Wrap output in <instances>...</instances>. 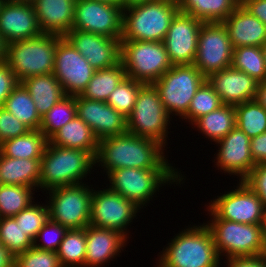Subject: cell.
I'll list each match as a JSON object with an SVG mask.
<instances>
[{
	"instance_id": "cell-1",
	"label": "cell",
	"mask_w": 266,
	"mask_h": 267,
	"mask_svg": "<svg viewBox=\"0 0 266 267\" xmlns=\"http://www.w3.org/2000/svg\"><path fill=\"white\" fill-rule=\"evenodd\" d=\"M163 147L154 139L130 133L109 136L99 140L95 164L104 168L105 175L119 168L174 169Z\"/></svg>"
},
{
	"instance_id": "cell-2",
	"label": "cell",
	"mask_w": 266,
	"mask_h": 267,
	"mask_svg": "<svg viewBox=\"0 0 266 267\" xmlns=\"http://www.w3.org/2000/svg\"><path fill=\"white\" fill-rule=\"evenodd\" d=\"M159 254L157 267H219L221 264L212 233L205 223L181 231Z\"/></svg>"
},
{
	"instance_id": "cell-3",
	"label": "cell",
	"mask_w": 266,
	"mask_h": 267,
	"mask_svg": "<svg viewBox=\"0 0 266 267\" xmlns=\"http://www.w3.org/2000/svg\"><path fill=\"white\" fill-rule=\"evenodd\" d=\"M95 165V157L88 151L65 148L48 142L41 159L39 187L52 188L84 183Z\"/></svg>"
},
{
	"instance_id": "cell-4",
	"label": "cell",
	"mask_w": 266,
	"mask_h": 267,
	"mask_svg": "<svg viewBox=\"0 0 266 267\" xmlns=\"http://www.w3.org/2000/svg\"><path fill=\"white\" fill-rule=\"evenodd\" d=\"M179 5L152 0L123 9L121 40L162 42Z\"/></svg>"
},
{
	"instance_id": "cell-5",
	"label": "cell",
	"mask_w": 266,
	"mask_h": 267,
	"mask_svg": "<svg viewBox=\"0 0 266 267\" xmlns=\"http://www.w3.org/2000/svg\"><path fill=\"white\" fill-rule=\"evenodd\" d=\"M60 35L40 36L7 44L5 63L19 82L27 77L53 73L57 42Z\"/></svg>"
},
{
	"instance_id": "cell-6",
	"label": "cell",
	"mask_w": 266,
	"mask_h": 267,
	"mask_svg": "<svg viewBox=\"0 0 266 267\" xmlns=\"http://www.w3.org/2000/svg\"><path fill=\"white\" fill-rule=\"evenodd\" d=\"M110 188L122 197L129 199L138 208L150 203L153 195L159 191V187L172 184H180L184 176L177 169H138L119 168L108 174Z\"/></svg>"
},
{
	"instance_id": "cell-7",
	"label": "cell",
	"mask_w": 266,
	"mask_h": 267,
	"mask_svg": "<svg viewBox=\"0 0 266 267\" xmlns=\"http://www.w3.org/2000/svg\"><path fill=\"white\" fill-rule=\"evenodd\" d=\"M209 221L205 224L212 233L220 258L265 255L263 224H243L225 219Z\"/></svg>"
},
{
	"instance_id": "cell-8",
	"label": "cell",
	"mask_w": 266,
	"mask_h": 267,
	"mask_svg": "<svg viewBox=\"0 0 266 267\" xmlns=\"http://www.w3.org/2000/svg\"><path fill=\"white\" fill-rule=\"evenodd\" d=\"M126 119L127 133L154 139L165 148L171 119L153 84L140 88L134 109Z\"/></svg>"
},
{
	"instance_id": "cell-9",
	"label": "cell",
	"mask_w": 266,
	"mask_h": 267,
	"mask_svg": "<svg viewBox=\"0 0 266 267\" xmlns=\"http://www.w3.org/2000/svg\"><path fill=\"white\" fill-rule=\"evenodd\" d=\"M120 62L127 77L153 84L173 65L163 42L121 40Z\"/></svg>"
},
{
	"instance_id": "cell-10",
	"label": "cell",
	"mask_w": 266,
	"mask_h": 267,
	"mask_svg": "<svg viewBox=\"0 0 266 267\" xmlns=\"http://www.w3.org/2000/svg\"><path fill=\"white\" fill-rule=\"evenodd\" d=\"M206 79L193 64L173 65L153 85L168 114L182 118L196 91Z\"/></svg>"
},
{
	"instance_id": "cell-11",
	"label": "cell",
	"mask_w": 266,
	"mask_h": 267,
	"mask_svg": "<svg viewBox=\"0 0 266 267\" xmlns=\"http://www.w3.org/2000/svg\"><path fill=\"white\" fill-rule=\"evenodd\" d=\"M48 191V192H47ZM50 199V220L67 230H78L90 225L93 189L86 183L61 186L47 190Z\"/></svg>"
},
{
	"instance_id": "cell-12",
	"label": "cell",
	"mask_w": 266,
	"mask_h": 267,
	"mask_svg": "<svg viewBox=\"0 0 266 267\" xmlns=\"http://www.w3.org/2000/svg\"><path fill=\"white\" fill-rule=\"evenodd\" d=\"M235 190L211 200L207 210L211 219H225L243 224H263L265 208L259 196L244 182Z\"/></svg>"
},
{
	"instance_id": "cell-13",
	"label": "cell",
	"mask_w": 266,
	"mask_h": 267,
	"mask_svg": "<svg viewBox=\"0 0 266 267\" xmlns=\"http://www.w3.org/2000/svg\"><path fill=\"white\" fill-rule=\"evenodd\" d=\"M233 47L223 22H203L193 65L208 78L232 64Z\"/></svg>"
},
{
	"instance_id": "cell-14",
	"label": "cell",
	"mask_w": 266,
	"mask_h": 267,
	"mask_svg": "<svg viewBox=\"0 0 266 267\" xmlns=\"http://www.w3.org/2000/svg\"><path fill=\"white\" fill-rule=\"evenodd\" d=\"M129 199L109 189L93 190L90 225L118 231L129 239L127 227L139 212Z\"/></svg>"
},
{
	"instance_id": "cell-15",
	"label": "cell",
	"mask_w": 266,
	"mask_h": 267,
	"mask_svg": "<svg viewBox=\"0 0 266 267\" xmlns=\"http://www.w3.org/2000/svg\"><path fill=\"white\" fill-rule=\"evenodd\" d=\"M123 8L97 0H76L72 29L114 39L122 37Z\"/></svg>"
},
{
	"instance_id": "cell-16",
	"label": "cell",
	"mask_w": 266,
	"mask_h": 267,
	"mask_svg": "<svg viewBox=\"0 0 266 267\" xmlns=\"http://www.w3.org/2000/svg\"><path fill=\"white\" fill-rule=\"evenodd\" d=\"M95 71L64 37L57 42L53 74L66 95H81Z\"/></svg>"
},
{
	"instance_id": "cell-17",
	"label": "cell",
	"mask_w": 266,
	"mask_h": 267,
	"mask_svg": "<svg viewBox=\"0 0 266 267\" xmlns=\"http://www.w3.org/2000/svg\"><path fill=\"white\" fill-rule=\"evenodd\" d=\"M202 24L203 21L181 11L174 16L162 41L172 65L194 63Z\"/></svg>"
},
{
	"instance_id": "cell-18",
	"label": "cell",
	"mask_w": 266,
	"mask_h": 267,
	"mask_svg": "<svg viewBox=\"0 0 266 267\" xmlns=\"http://www.w3.org/2000/svg\"><path fill=\"white\" fill-rule=\"evenodd\" d=\"M64 38L95 69H105L120 63L121 39L87 33L77 29L69 31Z\"/></svg>"
},
{
	"instance_id": "cell-19",
	"label": "cell",
	"mask_w": 266,
	"mask_h": 267,
	"mask_svg": "<svg viewBox=\"0 0 266 267\" xmlns=\"http://www.w3.org/2000/svg\"><path fill=\"white\" fill-rule=\"evenodd\" d=\"M250 143L251 139L235 126L216 142L219 145L215 158L218 169L243 181L256 165L251 156Z\"/></svg>"
},
{
	"instance_id": "cell-20",
	"label": "cell",
	"mask_w": 266,
	"mask_h": 267,
	"mask_svg": "<svg viewBox=\"0 0 266 267\" xmlns=\"http://www.w3.org/2000/svg\"><path fill=\"white\" fill-rule=\"evenodd\" d=\"M77 116L93 131L98 140L127 133L126 117L107 102L76 96Z\"/></svg>"
},
{
	"instance_id": "cell-21",
	"label": "cell",
	"mask_w": 266,
	"mask_h": 267,
	"mask_svg": "<svg viewBox=\"0 0 266 267\" xmlns=\"http://www.w3.org/2000/svg\"><path fill=\"white\" fill-rule=\"evenodd\" d=\"M42 33L33 4L3 0L0 7V35L7 44L35 38Z\"/></svg>"
},
{
	"instance_id": "cell-22",
	"label": "cell",
	"mask_w": 266,
	"mask_h": 267,
	"mask_svg": "<svg viewBox=\"0 0 266 267\" xmlns=\"http://www.w3.org/2000/svg\"><path fill=\"white\" fill-rule=\"evenodd\" d=\"M207 81L219 95L223 104L233 106L253 100L259 83L253 77L232 66L212 73Z\"/></svg>"
},
{
	"instance_id": "cell-23",
	"label": "cell",
	"mask_w": 266,
	"mask_h": 267,
	"mask_svg": "<svg viewBox=\"0 0 266 267\" xmlns=\"http://www.w3.org/2000/svg\"><path fill=\"white\" fill-rule=\"evenodd\" d=\"M127 241L118 231L88 225L84 267H103L108 261L110 263V260L120 255Z\"/></svg>"
},
{
	"instance_id": "cell-24",
	"label": "cell",
	"mask_w": 266,
	"mask_h": 267,
	"mask_svg": "<svg viewBox=\"0 0 266 267\" xmlns=\"http://www.w3.org/2000/svg\"><path fill=\"white\" fill-rule=\"evenodd\" d=\"M76 0H35L34 10L43 33L64 37L72 30Z\"/></svg>"
},
{
	"instance_id": "cell-25",
	"label": "cell",
	"mask_w": 266,
	"mask_h": 267,
	"mask_svg": "<svg viewBox=\"0 0 266 267\" xmlns=\"http://www.w3.org/2000/svg\"><path fill=\"white\" fill-rule=\"evenodd\" d=\"M233 48L261 47L266 42V25L240 4L224 21Z\"/></svg>"
},
{
	"instance_id": "cell-26",
	"label": "cell",
	"mask_w": 266,
	"mask_h": 267,
	"mask_svg": "<svg viewBox=\"0 0 266 267\" xmlns=\"http://www.w3.org/2000/svg\"><path fill=\"white\" fill-rule=\"evenodd\" d=\"M41 159L11 158L0 152V183L39 189Z\"/></svg>"
},
{
	"instance_id": "cell-27",
	"label": "cell",
	"mask_w": 266,
	"mask_h": 267,
	"mask_svg": "<svg viewBox=\"0 0 266 267\" xmlns=\"http://www.w3.org/2000/svg\"><path fill=\"white\" fill-rule=\"evenodd\" d=\"M21 83L31 95L41 118L66 96L63 86L53 73L27 77Z\"/></svg>"
},
{
	"instance_id": "cell-28",
	"label": "cell",
	"mask_w": 266,
	"mask_h": 267,
	"mask_svg": "<svg viewBox=\"0 0 266 267\" xmlns=\"http://www.w3.org/2000/svg\"><path fill=\"white\" fill-rule=\"evenodd\" d=\"M52 145L81 149L96 157L99 140L92 129L78 116L56 131L49 139Z\"/></svg>"
},
{
	"instance_id": "cell-29",
	"label": "cell",
	"mask_w": 266,
	"mask_h": 267,
	"mask_svg": "<svg viewBox=\"0 0 266 267\" xmlns=\"http://www.w3.org/2000/svg\"><path fill=\"white\" fill-rule=\"evenodd\" d=\"M241 0H181L179 11L192 15L203 22H223Z\"/></svg>"
},
{
	"instance_id": "cell-30",
	"label": "cell",
	"mask_w": 266,
	"mask_h": 267,
	"mask_svg": "<svg viewBox=\"0 0 266 267\" xmlns=\"http://www.w3.org/2000/svg\"><path fill=\"white\" fill-rule=\"evenodd\" d=\"M49 139L38 129L8 139L0 144V152L11 158L42 159Z\"/></svg>"
},
{
	"instance_id": "cell-31",
	"label": "cell",
	"mask_w": 266,
	"mask_h": 267,
	"mask_svg": "<svg viewBox=\"0 0 266 267\" xmlns=\"http://www.w3.org/2000/svg\"><path fill=\"white\" fill-rule=\"evenodd\" d=\"M191 125H195L193 127H197V130L216 143L236 126L235 107L223 104L213 112L198 118Z\"/></svg>"
},
{
	"instance_id": "cell-32",
	"label": "cell",
	"mask_w": 266,
	"mask_h": 267,
	"mask_svg": "<svg viewBox=\"0 0 266 267\" xmlns=\"http://www.w3.org/2000/svg\"><path fill=\"white\" fill-rule=\"evenodd\" d=\"M3 107L30 130H38L40 128L42 118L37 112L31 95L21 82L6 98Z\"/></svg>"
},
{
	"instance_id": "cell-33",
	"label": "cell",
	"mask_w": 266,
	"mask_h": 267,
	"mask_svg": "<svg viewBox=\"0 0 266 267\" xmlns=\"http://www.w3.org/2000/svg\"><path fill=\"white\" fill-rule=\"evenodd\" d=\"M126 76L121 62L110 68L97 69L80 96L107 102L109 95Z\"/></svg>"
},
{
	"instance_id": "cell-34",
	"label": "cell",
	"mask_w": 266,
	"mask_h": 267,
	"mask_svg": "<svg viewBox=\"0 0 266 267\" xmlns=\"http://www.w3.org/2000/svg\"><path fill=\"white\" fill-rule=\"evenodd\" d=\"M235 107L236 126L250 139L266 132V109L255 99Z\"/></svg>"
},
{
	"instance_id": "cell-35",
	"label": "cell",
	"mask_w": 266,
	"mask_h": 267,
	"mask_svg": "<svg viewBox=\"0 0 266 267\" xmlns=\"http://www.w3.org/2000/svg\"><path fill=\"white\" fill-rule=\"evenodd\" d=\"M231 66L245 72L258 82L266 80V62L261 47L240 46L233 48Z\"/></svg>"
},
{
	"instance_id": "cell-36",
	"label": "cell",
	"mask_w": 266,
	"mask_h": 267,
	"mask_svg": "<svg viewBox=\"0 0 266 267\" xmlns=\"http://www.w3.org/2000/svg\"><path fill=\"white\" fill-rule=\"evenodd\" d=\"M56 252L62 267H84L86 228L67 230Z\"/></svg>"
},
{
	"instance_id": "cell-37",
	"label": "cell",
	"mask_w": 266,
	"mask_h": 267,
	"mask_svg": "<svg viewBox=\"0 0 266 267\" xmlns=\"http://www.w3.org/2000/svg\"><path fill=\"white\" fill-rule=\"evenodd\" d=\"M75 116H77L76 96L66 95L42 117L39 130L50 139Z\"/></svg>"
},
{
	"instance_id": "cell-38",
	"label": "cell",
	"mask_w": 266,
	"mask_h": 267,
	"mask_svg": "<svg viewBox=\"0 0 266 267\" xmlns=\"http://www.w3.org/2000/svg\"><path fill=\"white\" fill-rule=\"evenodd\" d=\"M34 188L17 185H0V218L14 217L27 208L32 201Z\"/></svg>"
},
{
	"instance_id": "cell-39",
	"label": "cell",
	"mask_w": 266,
	"mask_h": 267,
	"mask_svg": "<svg viewBox=\"0 0 266 267\" xmlns=\"http://www.w3.org/2000/svg\"><path fill=\"white\" fill-rule=\"evenodd\" d=\"M222 105L219 95L206 79L196 91L187 113L181 119L184 118L185 122L193 124L198 118L213 112Z\"/></svg>"
},
{
	"instance_id": "cell-40",
	"label": "cell",
	"mask_w": 266,
	"mask_h": 267,
	"mask_svg": "<svg viewBox=\"0 0 266 267\" xmlns=\"http://www.w3.org/2000/svg\"><path fill=\"white\" fill-rule=\"evenodd\" d=\"M0 244L14 257L33 247V241L13 217L0 218Z\"/></svg>"
},
{
	"instance_id": "cell-41",
	"label": "cell",
	"mask_w": 266,
	"mask_h": 267,
	"mask_svg": "<svg viewBox=\"0 0 266 267\" xmlns=\"http://www.w3.org/2000/svg\"><path fill=\"white\" fill-rule=\"evenodd\" d=\"M143 85L126 76L109 95L107 103L127 117L134 109L137 94Z\"/></svg>"
},
{
	"instance_id": "cell-42",
	"label": "cell",
	"mask_w": 266,
	"mask_h": 267,
	"mask_svg": "<svg viewBox=\"0 0 266 267\" xmlns=\"http://www.w3.org/2000/svg\"><path fill=\"white\" fill-rule=\"evenodd\" d=\"M24 233L34 241L39 230L49 221L48 205L30 204L13 217Z\"/></svg>"
},
{
	"instance_id": "cell-43",
	"label": "cell",
	"mask_w": 266,
	"mask_h": 267,
	"mask_svg": "<svg viewBox=\"0 0 266 267\" xmlns=\"http://www.w3.org/2000/svg\"><path fill=\"white\" fill-rule=\"evenodd\" d=\"M14 267H62L58 254L35 247L14 257Z\"/></svg>"
},
{
	"instance_id": "cell-44",
	"label": "cell",
	"mask_w": 266,
	"mask_h": 267,
	"mask_svg": "<svg viewBox=\"0 0 266 267\" xmlns=\"http://www.w3.org/2000/svg\"><path fill=\"white\" fill-rule=\"evenodd\" d=\"M66 232V228L49 219V221L39 230L35 240L33 241V247L56 252ZM39 238L42 239V244L39 243Z\"/></svg>"
},
{
	"instance_id": "cell-45",
	"label": "cell",
	"mask_w": 266,
	"mask_h": 267,
	"mask_svg": "<svg viewBox=\"0 0 266 267\" xmlns=\"http://www.w3.org/2000/svg\"><path fill=\"white\" fill-rule=\"evenodd\" d=\"M30 129L19 119L0 107V144L4 141L25 135Z\"/></svg>"
},
{
	"instance_id": "cell-46",
	"label": "cell",
	"mask_w": 266,
	"mask_h": 267,
	"mask_svg": "<svg viewBox=\"0 0 266 267\" xmlns=\"http://www.w3.org/2000/svg\"><path fill=\"white\" fill-rule=\"evenodd\" d=\"M243 181L259 196L266 209V163L256 164Z\"/></svg>"
},
{
	"instance_id": "cell-47",
	"label": "cell",
	"mask_w": 266,
	"mask_h": 267,
	"mask_svg": "<svg viewBox=\"0 0 266 267\" xmlns=\"http://www.w3.org/2000/svg\"><path fill=\"white\" fill-rule=\"evenodd\" d=\"M19 83L11 68L5 62L0 63V107Z\"/></svg>"
},
{
	"instance_id": "cell-48",
	"label": "cell",
	"mask_w": 266,
	"mask_h": 267,
	"mask_svg": "<svg viewBox=\"0 0 266 267\" xmlns=\"http://www.w3.org/2000/svg\"><path fill=\"white\" fill-rule=\"evenodd\" d=\"M228 267H266V256L255 255V256H237L226 258Z\"/></svg>"
},
{
	"instance_id": "cell-49",
	"label": "cell",
	"mask_w": 266,
	"mask_h": 267,
	"mask_svg": "<svg viewBox=\"0 0 266 267\" xmlns=\"http://www.w3.org/2000/svg\"><path fill=\"white\" fill-rule=\"evenodd\" d=\"M250 150L255 164L266 163V132L251 139Z\"/></svg>"
},
{
	"instance_id": "cell-50",
	"label": "cell",
	"mask_w": 266,
	"mask_h": 267,
	"mask_svg": "<svg viewBox=\"0 0 266 267\" xmlns=\"http://www.w3.org/2000/svg\"><path fill=\"white\" fill-rule=\"evenodd\" d=\"M244 8L266 25V0H241Z\"/></svg>"
},
{
	"instance_id": "cell-51",
	"label": "cell",
	"mask_w": 266,
	"mask_h": 267,
	"mask_svg": "<svg viewBox=\"0 0 266 267\" xmlns=\"http://www.w3.org/2000/svg\"><path fill=\"white\" fill-rule=\"evenodd\" d=\"M0 267H14V256L0 244Z\"/></svg>"
},
{
	"instance_id": "cell-52",
	"label": "cell",
	"mask_w": 266,
	"mask_h": 267,
	"mask_svg": "<svg viewBox=\"0 0 266 267\" xmlns=\"http://www.w3.org/2000/svg\"><path fill=\"white\" fill-rule=\"evenodd\" d=\"M254 99L266 109V80L258 83Z\"/></svg>"
},
{
	"instance_id": "cell-53",
	"label": "cell",
	"mask_w": 266,
	"mask_h": 267,
	"mask_svg": "<svg viewBox=\"0 0 266 267\" xmlns=\"http://www.w3.org/2000/svg\"><path fill=\"white\" fill-rule=\"evenodd\" d=\"M7 43L5 39L0 35V63L6 60Z\"/></svg>"
},
{
	"instance_id": "cell-54",
	"label": "cell",
	"mask_w": 266,
	"mask_h": 267,
	"mask_svg": "<svg viewBox=\"0 0 266 267\" xmlns=\"http://www.w3.org/2000/svg\"><path fill=\"white\" fill-rule=\"evenodd\" d=\"M148 1H152V0H124V8H127L135 4L145 3Z\"/></svg>"
},
{
	"instance_id": "cell-55",
	"label": "cell",
	"mask_w": 266,
	"mask_h": 267,
	"mask_svg": "<svg viewBox=\"0 0 266 267\" xmlns=\"http://www.w3.org/2000/svg\"><path fill=\"white\" fill-rule=\"evenodd\" d=\"M105 3H110L116 6H119L124 9V0H97Z\"/></svg>"
},
{
	"instance_id": "cell-56",
	"label": "cell",
	"mask_w": 266,
	"mask_h": 267,
	"mask_svg": "<svg viewBox=\"0 0 266 267\" xmlns=\"http://www.w3.org/2000/svg\"><path fill=\"white\" fill-rule=\"evenodd\" d=\"M8 2H16V3H26V4H33L35 0H6Z\"/></svg>"
},
{
	"instance_id": "cell-57",
	"label": "cell",
	"mask_w": 266,
	"mask_h": 267,
	"mask_svg": "<svg viewBox=\"0 0 266 267\" xmlns=\"http://www.w3.org/2000/svg\"><path fill=\"white\" fill-rule=\"evenodd\" d=\"M263 234H264V238H265V241H266V209H265L264 221H263Z\"/></svg>"
},
{
	"instance_id": "cell-58",
	"label": "cell",
	"mask_w": 266,
	"mask_h": 267,
	"mask_svg": "<svg viewBox=\"0 0 266 267\" xmlns=\"http://www.w3.org/2000/svg\"><path fill=\"white\" fill-rule=\"evenodd\" d=\"M262 48V51H263V54H264V59H265V62H266V42L261 46Z\"/></svg>"
},
{
	"instance_id": "cell-59",
	"label": "cell",
	"mask_w": 266,
	"mask_h": 267,
	"mask_svg": "<svg viewBox=\"0 0 266 267\" xmlns=\"http://www.w3.org/2000/svg\"><path fill=\"white\" fill-rule=\"evenodd\" d=\"M161 1H167V2H171V3H174V4H177L179 5L181 0H161Z\"/></svg>"
}]
</instances>
